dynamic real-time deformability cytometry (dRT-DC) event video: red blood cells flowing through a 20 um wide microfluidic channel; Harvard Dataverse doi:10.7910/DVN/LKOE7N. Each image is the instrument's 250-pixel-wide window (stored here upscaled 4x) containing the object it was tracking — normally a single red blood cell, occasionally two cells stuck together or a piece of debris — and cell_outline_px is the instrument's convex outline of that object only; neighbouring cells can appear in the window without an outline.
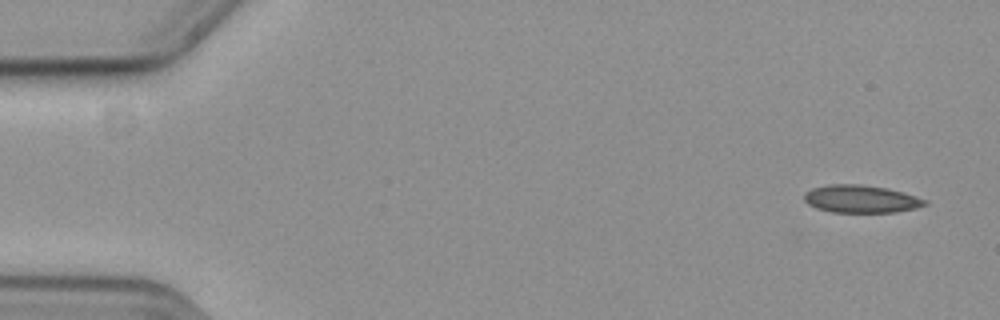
{"species": "common noctule bat (a hibernating species)", "species_latin": "Nyctalus noctula", "temperature_condition": "cold", "stored_images_in_passage": 55, "camera_frame_rate_fps": 3000, "um_per_image_px": 0.085, "animal": {"sex": "female", "body_mass_g": 19.3, "forearm_length_mm": 54.1}, "frame": {"image": 1, "passage_image": 1, "time_ms": 0.0, "image_size_px": [1000, 320], "cell_outline_px": [[928, 204], [916, 208], [896, 212], [832, 212], [816, 208], [808, 204], [804, 200], [804, 192], [812, 188], [828, 184], [860, 184], [884, 188], [900, 192], [928, 200]], "centroid_in_image_um": [73.14, 16.91], "position_along_channel_um": 11.9, "area_um2": 19.36}}
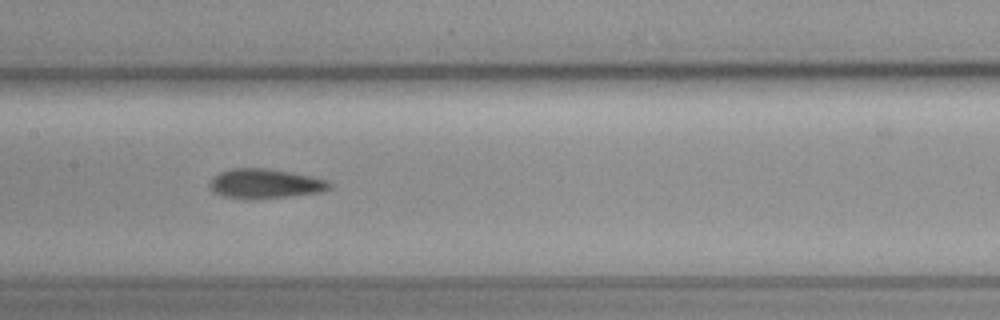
{"frame": {"image": 2, "passage_image": 26, "time_ms": 8.333, "image_size_px": [1000, 320], "cell_outline_px": [[332, 184], [324, 192], [288, 196], [248, 200], [224, 196], [212, 192], [208, 184], [220, 172], [232, 168], [268, 168], [308, 176], [324, 180]], "centroid_in_image_um": [22.48, 15.62], "position_along_channel_um": 184.9, "area_um2": 20.46}}
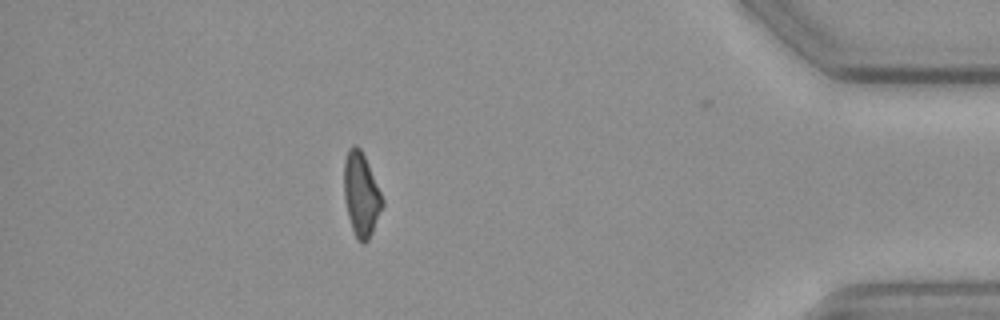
{"frame": {"image": 3, "passage_image": 48, "time_ms": 15.667, "image_size_px": [1000, 320], "cell_outline_px": [[384, 204], [372, 232], [368, 240], [364, 244], [360, 244], [356, 240], [348, 216], [344, 200], [344, 160], [348, 148], [352, 144], [356, 144], [360, 148], [368, 164], [384, 200]], "centroid_in_image_um": [30.68, 16.54], "position_along_channel_um": 404.5, "area_um2": 18.84}, "authors_computed_cell_mechanics": {"area_um2": 19.7098, "velocity_mm_per_s": 3.6664, "shape_relaxation_time_tau1_ms": 5.7022, "shape_relaxation_time_tau2_ms": 5.2695, "deformation_change_tau1": 0.1359, "deformation_change_tau2": 0.1475}}